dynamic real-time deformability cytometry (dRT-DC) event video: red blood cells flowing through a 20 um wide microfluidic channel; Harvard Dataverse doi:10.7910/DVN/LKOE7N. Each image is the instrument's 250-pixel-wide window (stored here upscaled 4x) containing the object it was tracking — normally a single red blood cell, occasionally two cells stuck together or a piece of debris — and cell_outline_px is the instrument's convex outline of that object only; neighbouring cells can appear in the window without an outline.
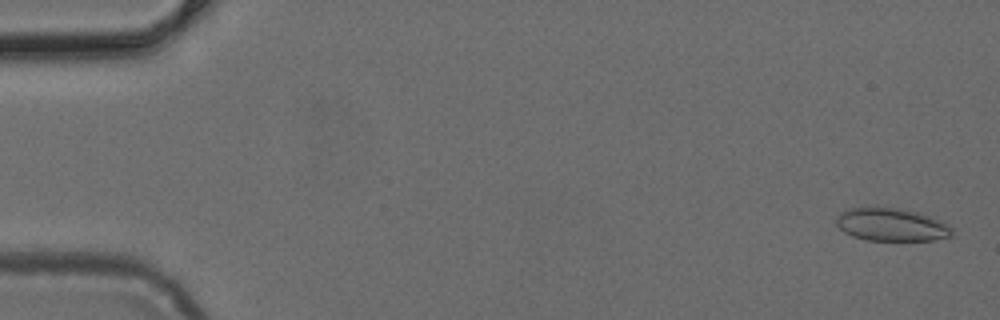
{"species": "common noctule bat (a hibernating species)", "species_latin": "Nyctalus noctula", "temperature_condition": "cold", "stored_images_in_passage": 6, "camera_frame_rate_fps": 3000, "um_per_image_px": 0.085, "animal": {"sex": "female", "body_mass_g": 24.6, "forearm_length_mm": 56.2}, "frame": {"image": 1, "passage_image": 1, "time_ms": 0.0, "image_size_px": [1000, 320], "cell_outline_px": [[952, 236], [932, 240], [868, 240], [852, 236], [844, 232], [836, 224], [836, 216], [840, 212], [848, 208], [876, 204], [900, 208], [920, 212], [944, 220], [952, 228]], "centroid_in_image_um": [75.76, 19.04], "position_along_channel_um": 9.2, "area_um2": 23.12}}
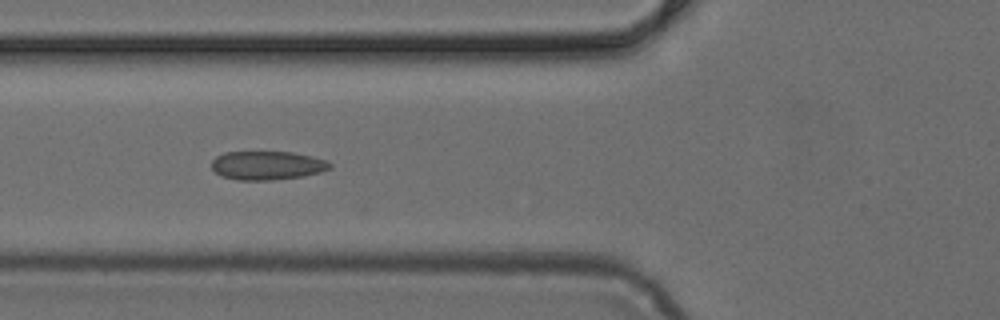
{"frame": {"image": 2, "passage_image": 6, "time_ms": 1.667, "image_size_px": [1000, 320], "cell_outline_px": [[332, 168], [320, 172], [304, 176], [272, 180], [236, 180], [220, 176], [212, 168], [212, 160], [216, 156], [224, 152], [292, 152], [312, 156], [328, 160], [332, 164]], "centroid_in_image_um": [22.73, 14.06], "position_along_channel_um": 103.1, "area_um2": 20.0}}